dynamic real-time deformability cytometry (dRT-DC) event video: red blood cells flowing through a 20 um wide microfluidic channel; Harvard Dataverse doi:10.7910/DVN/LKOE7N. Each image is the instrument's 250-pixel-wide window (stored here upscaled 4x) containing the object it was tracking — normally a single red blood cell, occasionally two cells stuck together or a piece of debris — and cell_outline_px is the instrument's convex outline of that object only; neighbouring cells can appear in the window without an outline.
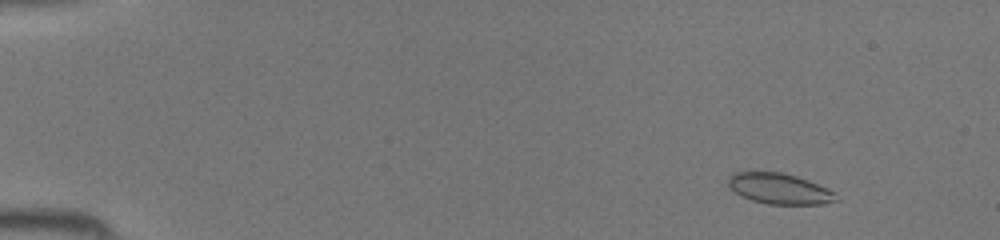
{"species": "common noctule bat (a hibernating species)", "species_latin": "Nyctalus noctula", "temperature_condition": "room temperature", "stored_images_in_passage": 45, "camera_frame_rate_fps": 3000, "um_per_image_px": 0.085, "animal": {"sex": "female", "body_mass_g": 19.5, "forearm_length_mm": 54.1}, "frame": {"image": 1, "passage_image": 5, "time_ms": 1.333, "image_size_px": [1000, 240], "cell_outline_px": [[840, 200], [824, 204], [768, 204], [752, 200], [740, 196], [728, 184], [728, 176], [732, 172], [780, 172], [796, 176], [808, 180], [828, 188], [836, 192]], "centroid_in_image_um": [66.29, 16.04], "position_along_channel_um": 18.7, "area_um2": 19.42}}
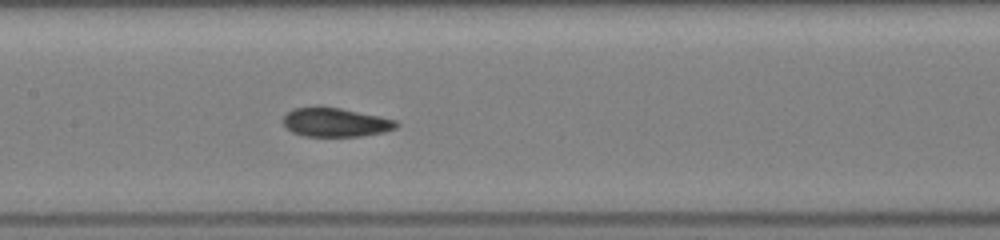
{"frame": {"image": 2, "passage_image": 23, "time_ms": 7.333, "image_size_px": [1000, 240], "cell_outline_px": [[400, 124], [396, 128], [384, 132], [360, 136], [304, 136], [292, 132], [280, 120], [292, 108], [316, 104], [320, 104], [380, 116], [396, 120]], "centroid_in_image_um": [28.47, 10.36], "position_along_channel_um": 178.9, "area_um2": 19.59}}
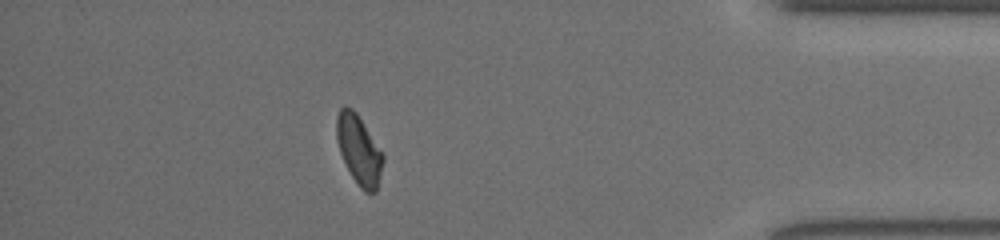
{"frame": {"image": 3, "passage_image": 40, "time_ms": 13.0, "image_size_px": [1000, 240], "cell_outline_px": [[384, 160], [376, 192], [364, 192], [360, 188], [352, 176], [340, 152], [336, 140], [336, 116], [340, 108], [352, 108], [356, 112], [384, 156]], "centroid_in_image_um": [30.5, 12.75], "position_along_channel_um": 404.7, "area_um2": 18.38}}